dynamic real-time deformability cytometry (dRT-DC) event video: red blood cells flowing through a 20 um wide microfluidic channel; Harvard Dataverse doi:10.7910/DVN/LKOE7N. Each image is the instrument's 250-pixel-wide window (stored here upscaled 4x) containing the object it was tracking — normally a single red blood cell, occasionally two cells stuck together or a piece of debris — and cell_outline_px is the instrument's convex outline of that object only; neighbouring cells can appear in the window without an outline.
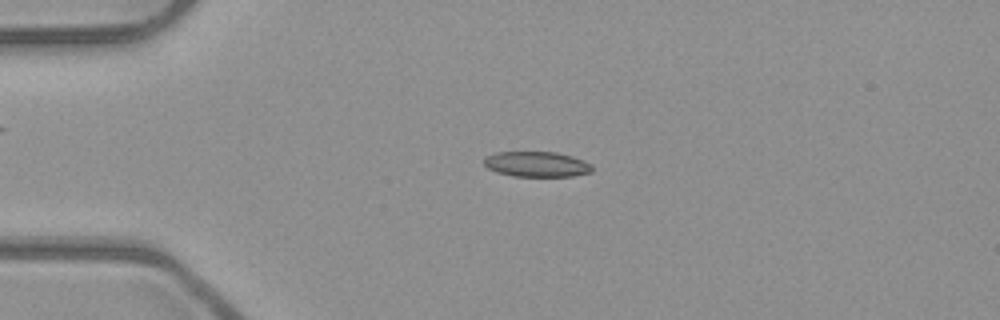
{"species": "common noctule bat (a hibernating species)", "species_latin": "Nyctalus noctula", "temperature_condition": "room temperature", "stored_images_in_passage": 4, "camera_frame_rate_fps": 3000, "um_per_image_px": 0.085, "animal": {"sex": "male", "body_mass_g": 23.1, "forearm_length_mm": 52.7}, "frame": {"image": 1, "passage_image": 2, "time_ms": 0.333, "image_size_px": [1000, 320], "cell_outline_px": [[592, 172], [572, 176], [512, 176], [496, 172], [488, 168], [484, 164], [484, 156], [496, 152], [556, 152], [572, 156], [584, 160], [592, 164]], "centroid_in_image_um": [45.61, 13.95], "position_along_channel_um": 39.4, "area_um2": 16.07}}